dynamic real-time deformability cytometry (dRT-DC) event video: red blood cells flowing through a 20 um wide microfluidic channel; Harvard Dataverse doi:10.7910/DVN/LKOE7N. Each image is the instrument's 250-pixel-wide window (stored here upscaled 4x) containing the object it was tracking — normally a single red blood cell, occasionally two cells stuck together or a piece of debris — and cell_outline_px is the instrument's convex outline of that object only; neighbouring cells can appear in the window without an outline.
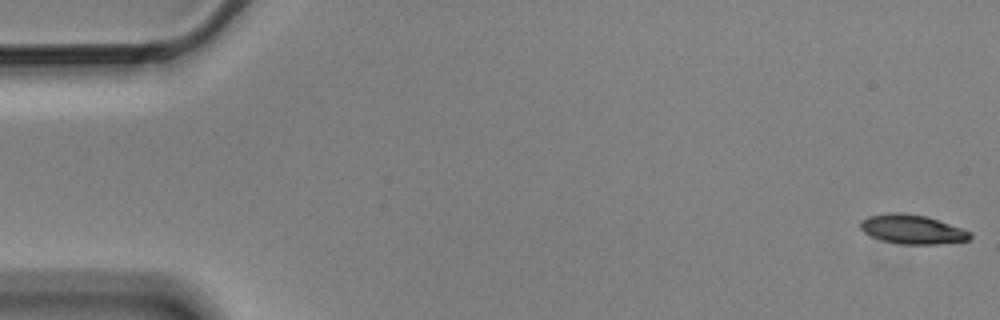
{"species": "Egyptian fruit bat (a non-hibernating species)", "species_latin": "Rousettus aegyptiacus", "temperature_condition": "cold", "stored_images_in_passage": 15, "camera_frame_rate_fps": 3000, "um_per_image_px": 0.085, "animal": {"sex": "male"}, "frame": {"image": 1, "passage_image": 1, "time_ms": 0.0, "image_size_px": [1000, 320], "cell_outline_px": [[972, 236], [968, 240], [936, 244], [900, 244], [884, 240], [872, 236], [864, 232], [860, 228], [860, 220], [868, 216], [888, 212], [904, 212], [928, 216], [972, 232]], "centroid_in_image_um": [77.53, 19.47], "position_along_channel_um": 7.5, "area_um2": 18.73}}
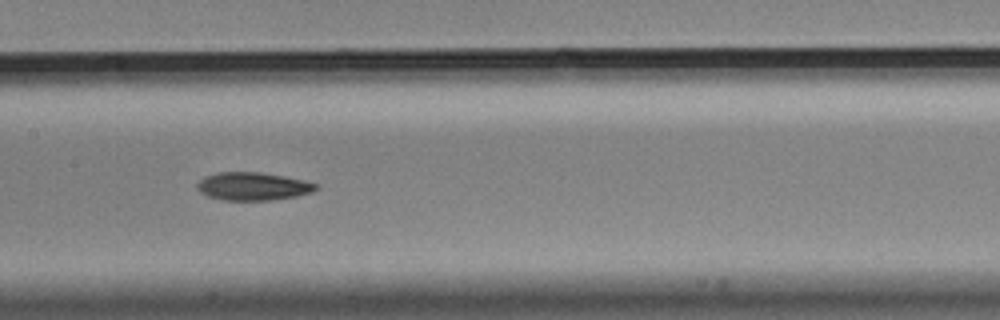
{"frame": {"image": 2, "passage_image": 8, "time_ms": 2.333, "image_size_px": [1000, 320], "cell_outline_px": [[320, 188], [312, 192], [296, 196], [272, 200], [220, 200], [208, 196], [200, 192], [196, 188], [196, 184], [204, 176], [216, 172], [260, 172], [284, 176], [304, 180], [320, 184]], "centroid_in_image_um": [21.51, 15.83], "position_along_channel_um": 185.9, "area_um2": 19.65}}
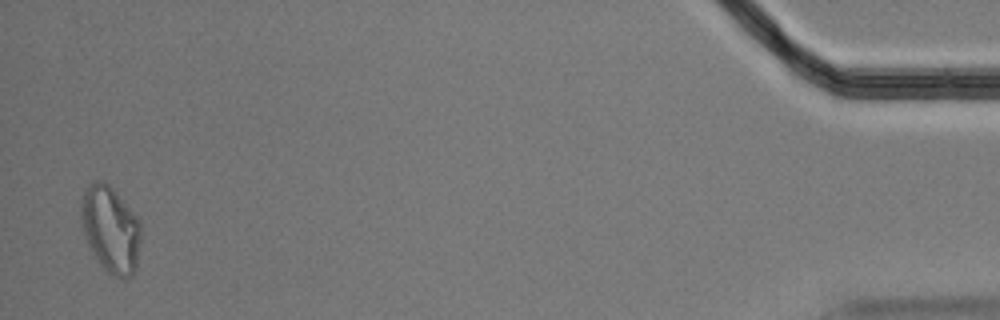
{"frame": {"image": 3, "passage_image": 15, "time_ms": 4.667, "image_size_px": [1000, 320], "cell_outline_px": [[140, 240], [136, 268], [132, 276], [124, 280], [108, 272], [100, 264], [92, 252], [88, 244], [80, 220], [80, 200], [84, 188], [92, 180], [104, 180], [116, 192], [140, 220]], "centroid_in_image_um": [9.37, 19.46], "position_along_channel_um": 425.8, "area_um2": 30.46}}